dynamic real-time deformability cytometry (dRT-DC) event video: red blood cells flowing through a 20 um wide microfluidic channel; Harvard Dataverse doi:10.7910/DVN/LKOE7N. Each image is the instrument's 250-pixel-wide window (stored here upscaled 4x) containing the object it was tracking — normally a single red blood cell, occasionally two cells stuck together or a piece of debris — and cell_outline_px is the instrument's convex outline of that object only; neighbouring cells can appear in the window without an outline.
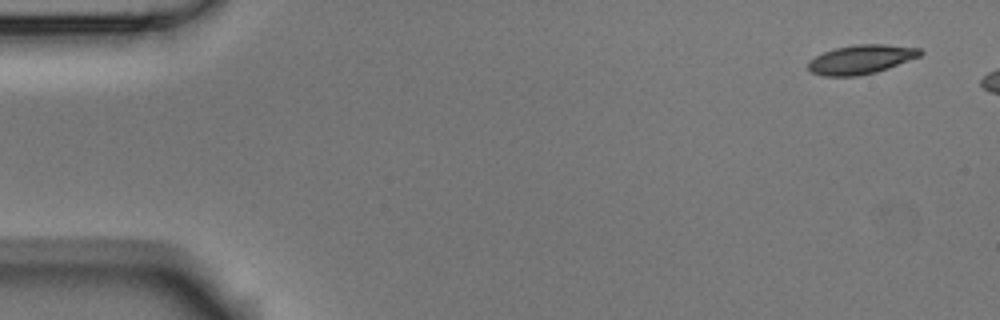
{"species": "Egyptian fruit bat (a non-hibernating species)", "species_latin": "Rousettus aegyptiacus", "temperature_condition": "room temperature", "stored_images_in_passage": 3, "camera_frame_rate_fps": 3000, "um_per_image_px": 0.085, "animal": {"sex": "male"}, "frame": {"image": 1, "passage_image": 1, "time_ms": 0.0, "image_size_px": [1000, 320], "cell_outline_px": [[924, 52], [920, 56], [888, 68], [876, 72], [856, 76], [824, 76], [812, 72], [808, 68], [808, 60], [824, 52], [836, 48], [852, 44], [884, 44], [920, 48]], "centroid_in_image_um": [73.19, 5.04], "position_along_channel_um": 11.8, "area_um2": 18.96}}